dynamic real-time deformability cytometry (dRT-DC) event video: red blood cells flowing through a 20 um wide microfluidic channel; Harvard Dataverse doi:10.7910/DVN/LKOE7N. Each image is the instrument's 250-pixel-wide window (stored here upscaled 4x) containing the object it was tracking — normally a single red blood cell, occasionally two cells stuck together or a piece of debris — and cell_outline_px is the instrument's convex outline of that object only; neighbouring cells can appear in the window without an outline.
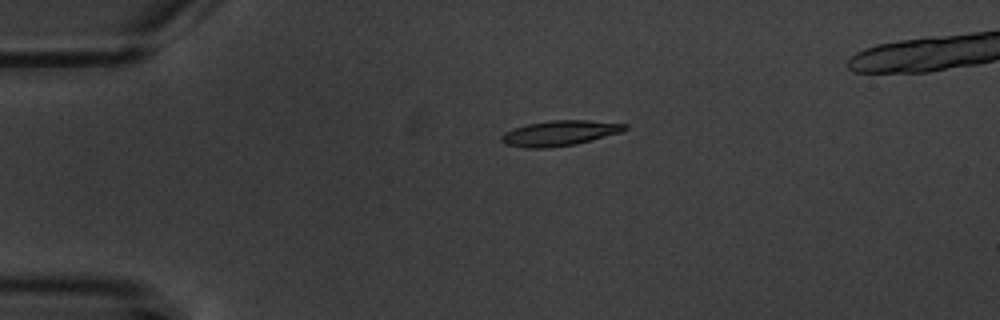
{"species": "common noctule bat (a hibernating species)", "species_latin": "Nyctalus noctula", "temperature_condition": "warm", "stored_images_in_passage": 3, "camera_frame_rate_fps": 3000, "um_per_image_px": 0.085, "animal": {"sex": "male", "body_mass_g": 20.1, "forearm_length_mm": 53.5}, "frame": {"image": 1, "passage_image": 1, "time_ms": 0.0, "image_size_px": [1000, 320], "cell_outline_px": [[628, 128], [620, 132], [592, 140], [576, 144], [548, 148], [528, 148], [508, 144], [500, 140], [500, 136], [504, 132], [512, 128], [528, 124], [552, 120], [588, 120], [628, 124]], "centroid_in_image_um": [47.57, 11.31], "position_along_channel_um": 37.4, "area_um2": 18.09}}